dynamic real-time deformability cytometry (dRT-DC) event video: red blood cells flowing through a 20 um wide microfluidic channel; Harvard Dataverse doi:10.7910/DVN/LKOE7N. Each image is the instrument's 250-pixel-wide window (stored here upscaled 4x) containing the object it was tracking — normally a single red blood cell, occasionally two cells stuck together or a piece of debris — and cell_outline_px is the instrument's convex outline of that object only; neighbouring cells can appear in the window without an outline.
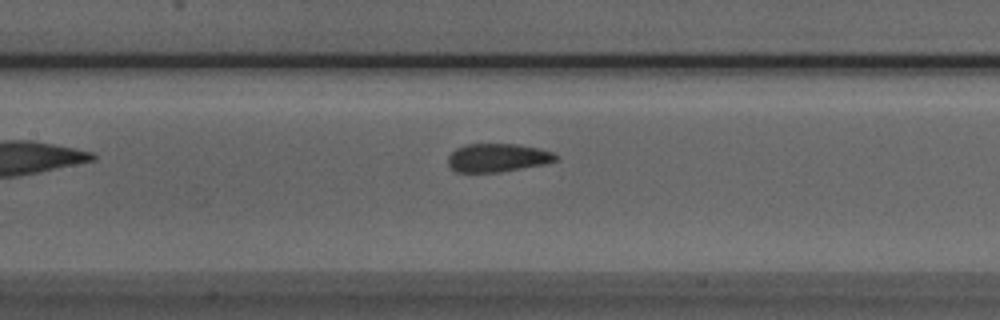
{"species": "Egyptian fruit bat (a non-hibernating species)", "species_latin": "Rousettus aegyptiacus", "temperature_condition": "room temperature", "stored_images_in_passage": 29, "camera_frame_rate_fps": 3000, "um_per_image_px": 0.085, "animal": {"sex": "male"}, "frame": {"image": 1, "passage_image": 10, "time_ms": 3.0, "image_size_px": [1000, 320], "cell_outline_px": [[560, 160], [544, 164], [500, 172], [456, 172], [448, 164], [448, 156], [456, 148], [464, 144], [516, 144], [536, 148], [552, 152], [560, 156]], "centroid_in_image_um": [42.31, 13.41], "position_along_channel_um": 165.1, "area_um2": 17.86}}
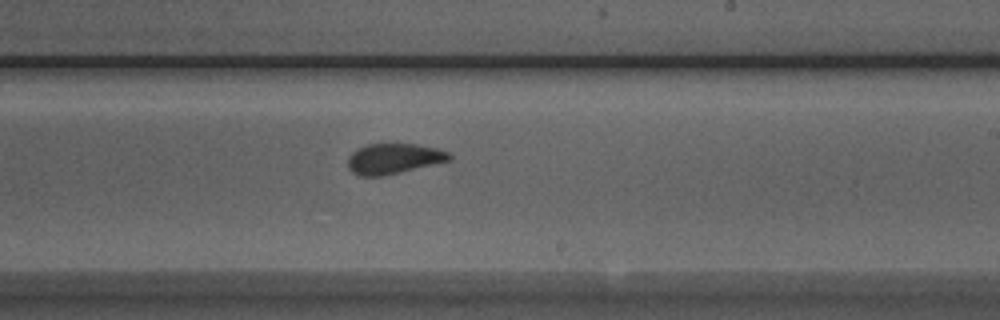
{"frame": {"image": 2, "passage_image": 17, "time_ms": 5.333, "image_size_px": [1000, 320], "cell_outline_px": [[452, 160], [384, 176], [360, 176], [352, 172], [348, 168], [348, 156], [356, 148], [368, 144], [416, 144], [436, 148], [448, 152], [452, 156]], "centroid_in_image_um": [33.45, 13.49], "position_along_channel_um": 255.6, "area_um2": 18.09}}
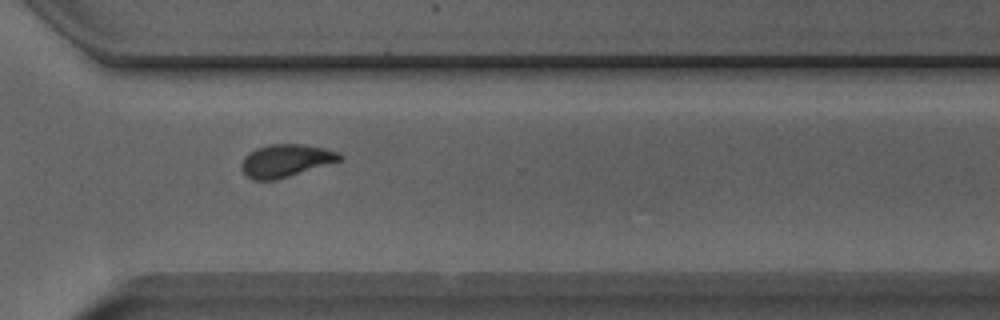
{"frame": {"image": 3, "passage_image": 24, "time_ms": 7.667, "image_size_px": [1000, 320], "cell_outline_px": [[344, 156], [340, 160], [276, 180], [252, 180], [240, 168], [240, 164], [244, 156], [248, 152], [256, 148], [272, 144], [304, 144], [324, 148], [340, 152]], "centroid_in_image_um": [24.26, 13.64], "position_along_channel_um": 346.3, "area_um2": 18.67}}